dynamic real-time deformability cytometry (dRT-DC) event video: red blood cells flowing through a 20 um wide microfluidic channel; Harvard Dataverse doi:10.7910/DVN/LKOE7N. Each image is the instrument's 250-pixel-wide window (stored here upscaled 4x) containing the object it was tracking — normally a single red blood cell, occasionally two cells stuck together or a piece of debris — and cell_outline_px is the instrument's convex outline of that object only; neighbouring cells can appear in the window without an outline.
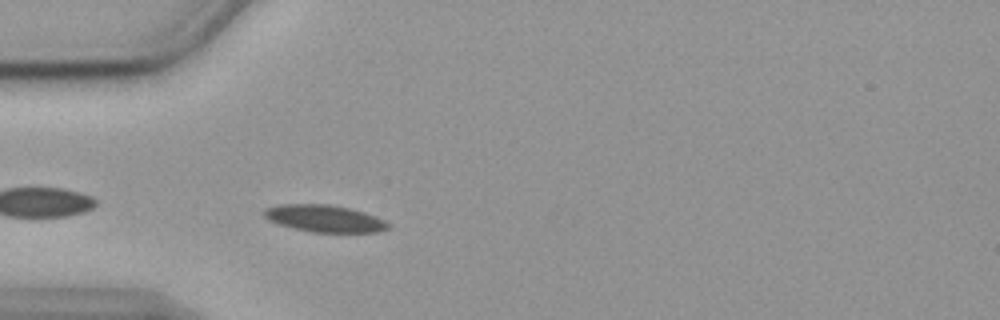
{"species": "common noctule bat (a hibernating species)", "species_latin": "Nyctalus noctula", "temperature_condition": "cold", "stored_images_in_passage": 35, "camera_frame_rate_fps": 3000, "um_per_image_px": 0.085, "animal": {"sex": "female", "body_mass_g": 19.9}, "frame": {"image": 1, "passage_image": 3, "time_ms": 0.667, "image_size_px": [1000, 320], "cell_outline_px": [[392, 224], [388, 228], [380, 232], [312, 232], [292, 228], [268, 220], [260, 212], [264, 208], [280, 204], [328, 204], [348, 208], [364, 212], [376, 216]], "centroid_in_image_um": [27.56, 18.57], "position_along_channel_um": 57.4, "area_um2": 19.71}}
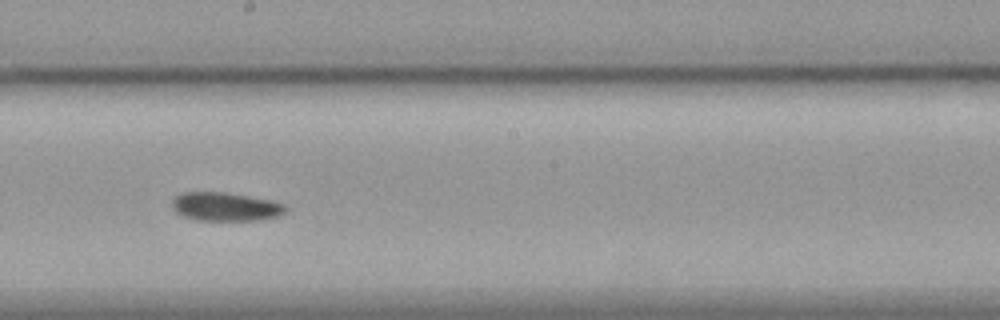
{"frame": {"image": 2, "passage_image": 18, "time_ms": 5.667, "image_size_px": [1000, 320], "cell_outline_px": [[288, 208], [280, 216], [264, 220], [196, 220], [184, 216], [176, 212], [172, 208], [172, 200], [180, 192], [224, 192], [248, 196], [268, 200], [284, 204]], "centroid_in_image_um": [19.16, 17.57], "position_along_channel_um": 229.0, "area_um2": 18.96}}
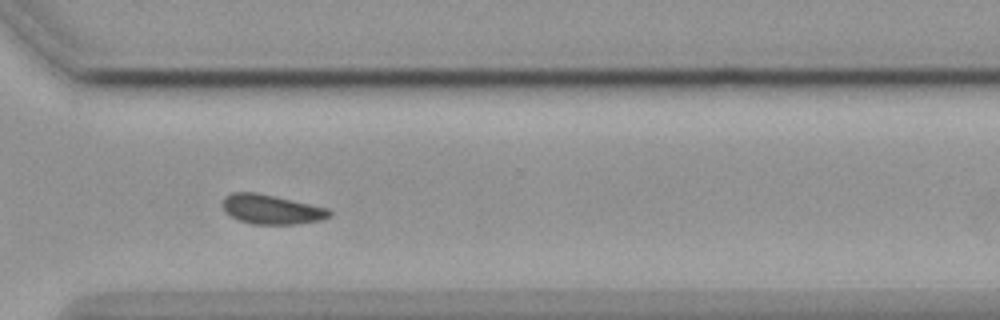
{"frame": {"image": 3, "passage_image": 28, "time_ms": 9.0, "image_size_px": [1000, 320], "cell_outline_px": [[332, 216], [320, 220], [296, 224], [252, 224], [240, 220], [224, 212], [220, 204], [224, 196], [232, 192], [256, 192], [276, 196], [328, 208], [332, 212]], "centroid_in_image_um": [23.04, 17.78], "position_along_channel_um": 347.6, "area_um2": 18.55}, "authors_computed_cell_mechanics": {"area_um2": 18.9584, "velocity_mm_per_s": 3.5366, "shape_relaxation_time_tau1_ms": 4.9775, "shape_relaxation_time_tau2_ms": null, "deformation_change_tau1": 0.1005, "deformation_change_tau2": null}}